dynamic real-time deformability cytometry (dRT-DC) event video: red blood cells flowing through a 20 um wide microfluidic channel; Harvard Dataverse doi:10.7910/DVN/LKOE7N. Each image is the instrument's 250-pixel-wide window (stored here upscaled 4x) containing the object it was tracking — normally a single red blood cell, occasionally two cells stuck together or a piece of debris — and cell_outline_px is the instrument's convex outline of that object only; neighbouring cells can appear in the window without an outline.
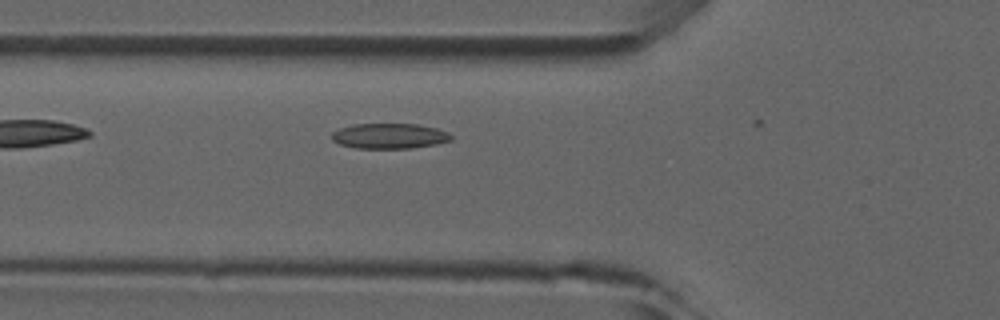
{"species": "common noctule bat (a hibernating species)", "species_latin": "Nyctalus noctula", "temperature_condition": "room temperature", "stored_images_in_passage": 4, "camera_frame_rate_fps": 3000, "um_per_image_px": 0.085, "animal": {"sex": "male", "forearm_length_mm": 52.5}, "frame": {"image": 1, "passage_image": 4, "time_ms": 3.667, "image_size_px": [1000, 320], "cell_outline_px": [[452, 140], [436, 144], [412, 148], [356, 148], [340, 144], [332, 140], [332, 132], [340, 128], [352, 124], [416, 124], [436, 128], [448, 132], [452, 136]], "centroid_in_image_um": [33.1, 11.56], "position_along_channel_um": 92.7, "area_um2": 17.57}}